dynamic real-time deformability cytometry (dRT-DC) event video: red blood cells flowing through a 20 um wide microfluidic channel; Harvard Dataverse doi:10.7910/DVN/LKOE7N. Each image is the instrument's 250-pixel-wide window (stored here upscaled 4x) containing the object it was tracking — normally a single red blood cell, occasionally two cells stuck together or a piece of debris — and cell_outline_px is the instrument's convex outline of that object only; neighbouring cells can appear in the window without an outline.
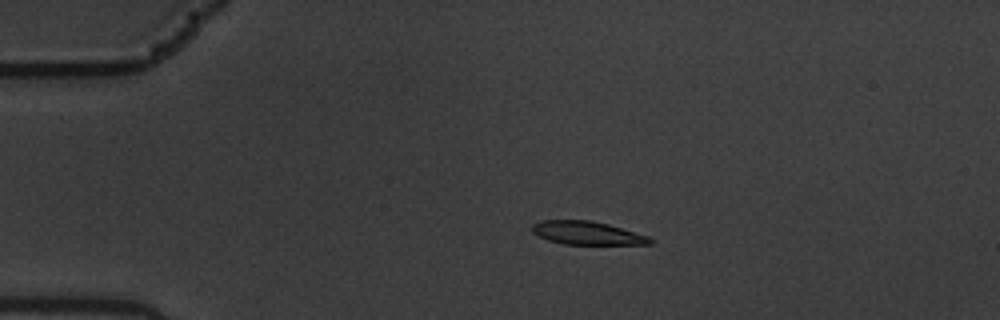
{"species": "common noctule bat (a hibernating species)", "species_latin": "Nyctalus noctula", "temperature_condition": "warm", "stored_images_in_passage": 5, "camera_frame_rate_fps": 3000, "um_per_image_px": 0.085, "animal": {"sex": "male", "body_mass_g": 19.5, "forearm_length_mm": 54.6}, "frame": {"image": 1, "passage_image": 4, "time_ms": 1.0, "image_size_px": [1000, 320], "cell_outline_px": [[652, 244], [564, 244], [548, 240], [532, 232], [532, 224], [540, 220], [588, 220], [608, 224], [648, 236], [652, 240]], "centroid_in_image_um": [49.87, 19.8], "position_along_channel_um": 35.1, "area_um2": 15.84}}